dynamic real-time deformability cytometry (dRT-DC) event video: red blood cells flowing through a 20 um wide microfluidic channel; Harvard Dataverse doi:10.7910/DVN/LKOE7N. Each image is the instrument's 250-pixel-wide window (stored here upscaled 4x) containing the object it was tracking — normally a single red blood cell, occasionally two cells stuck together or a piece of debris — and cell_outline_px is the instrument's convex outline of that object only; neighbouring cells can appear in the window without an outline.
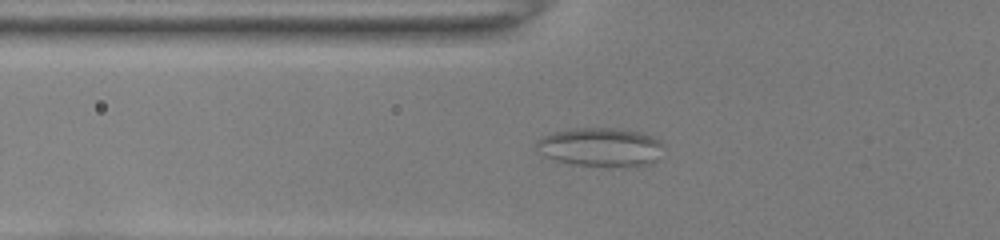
{"species": "common noctule bat (a hibernating species)", "species_latin": "Nyctalus noctula", "temperature_condition": "room temperature", "stored_images_in_passage": 40, "camera_frame_rate_fps": 3000, "um_per_image_px": 0.085, "animal": {"sex": "female", "body_mass_g": 22.0, "forearm_length_mm": 56.7}, "frame": {"image": 1, "passage_image": 11, "time_ms": 3.333, "image_size_px": [1000, 240], "cell_outline_px": [[664, 144], [656, 160], [652, 164], [628, 168], [572, 164], [556, 160], [544, 156], [536, 152], [532, 148], [536, 140], [552, 132], [576, 128], [612, 128], [640, 132], [652, 136], [660, 140]], "centroid_in_image_um": [51.02, 12.52], "position_along_channel_um": 74.8, "area_um2": 29.36}}
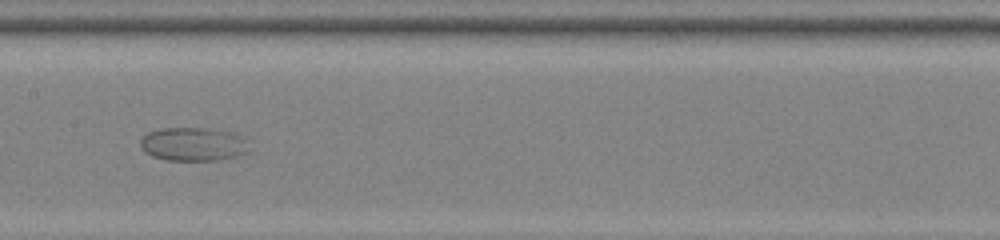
{"frame": {"image": 2, "passage_image": 20, "time_ms": 6.333, "image_size_px": [1000, 240], "cell_outline_px": [[248, 152], [236, 156], [220, 160], [168, 160], [152, 156], [144, 152], [140, 144], [140, 140], [148, 132], [160, 128], [204, 128], [228, 132], [248, 140]], "centroid_in_image_um": [16.4, 12.26], "position_along_channel_um": 191.0, "area_um2": 21.15}}
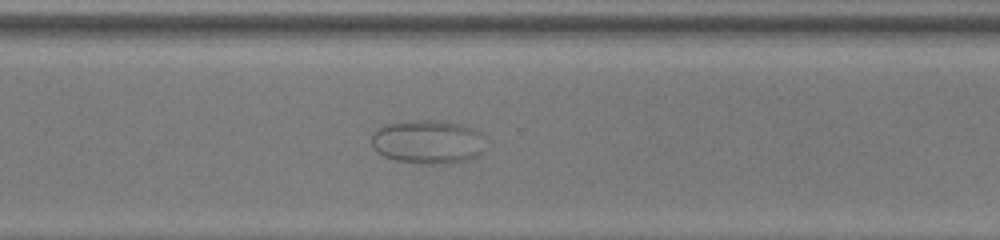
{"frame": {"image": 3, "passage_image": 31, "time_ms": 10.0, "image_size_px": [1000, 240], "cell_outline_px": [[484, 152], [468, 160], [448, 164], [428, 164], [396, 160], [384, 156], [376, 152], [372, 148], [372, 132], [376, 128], [384, 124], [404, 120], [440, 120], [464, 124], [480, 132], [484, 136]], "centroid_in_image_um": [36.36, 12.04], "position_along_channel_um": 334.2, "area_um2": 29.82}}